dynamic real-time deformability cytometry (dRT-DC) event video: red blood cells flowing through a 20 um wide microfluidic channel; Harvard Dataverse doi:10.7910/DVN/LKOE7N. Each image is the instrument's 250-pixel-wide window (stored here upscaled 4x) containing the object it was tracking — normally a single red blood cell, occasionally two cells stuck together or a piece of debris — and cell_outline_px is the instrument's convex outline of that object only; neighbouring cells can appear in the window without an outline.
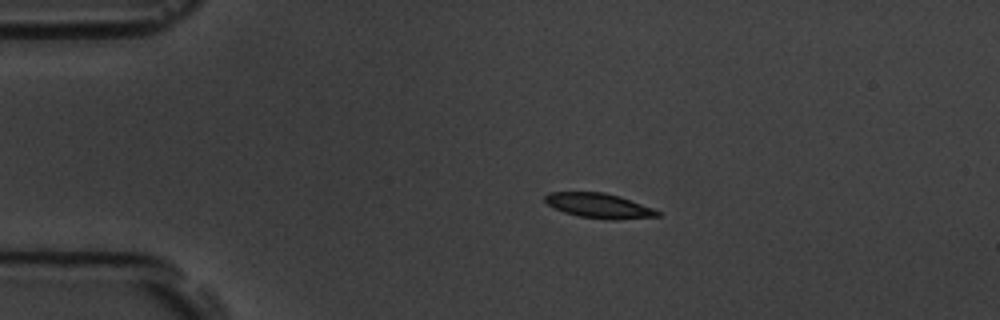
{"species": "common noctule bat (a hibernating species)", "species_latin": "Nyctalus noctula", "temperature_condition": "room temperature", "stored_images_in_passage": 4, "camera_frame_rate_fps": 3000, "um_per_image_px": 0.085, "animal": {"sex": "male", "body_mass_g": 19.5, "forearm_length_mm": 54.6}, "frame": {"image": 1, "passage_image": 3, "time_ms": 2.333, "image_size_px": [1000, 320], "cell_outline_px": [[660, 216], [616, 220], [612, 220], [580, 216], [564, 212], [548, 204], [544, 200], [544, 196], [548, 192], [604, 192], [620, 196], [652, 208], [660, 212]], "centroid_in_image_um": [50.91, 17.48], "position_along_channel_um": 34.1, "area_um2": 16.13}}